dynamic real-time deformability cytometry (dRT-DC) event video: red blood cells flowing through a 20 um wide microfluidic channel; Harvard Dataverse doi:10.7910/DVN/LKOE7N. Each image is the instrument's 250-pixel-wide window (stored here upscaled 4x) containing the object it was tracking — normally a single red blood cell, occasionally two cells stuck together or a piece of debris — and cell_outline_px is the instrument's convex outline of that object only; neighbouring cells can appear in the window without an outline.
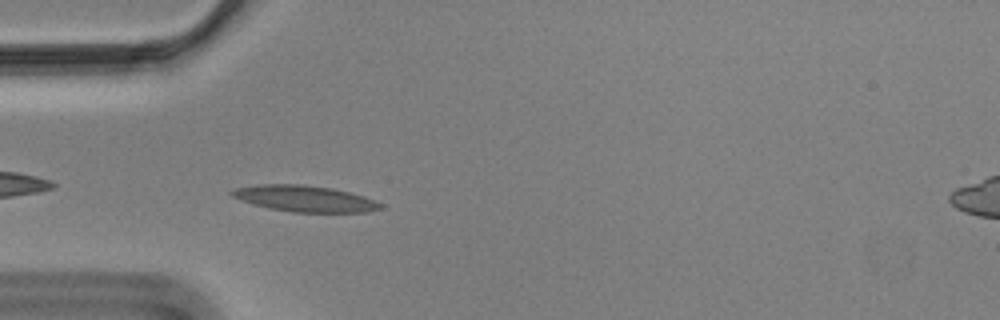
{"species": "Egyptian fruit bat (a non-hibernating species)", "species_latin": "Rousettus aegyptiacus", "temperature_condition": "cold", "stored_images_in_passage": 38, "camera_frame_rate_fps": 3000, "um_per_image_px": 0.085, "animal": {"sex": "male"}, "frame": {"image": 1, "passage_image": 2, "time_ms": 0.333, "image_size_px": [1000, 320], "cell_outline_px": [[384, 208], [368, 212], [292, 212], [268, 208], [252, 204], [232, 196], [228, 192], [236, 188], [256, 184], [300, 184], [332, 188], [364, 196], [384, 204]], "centroid_in_image_um": [25.91, 16.88], "position_along_channel_um": 59.1, "area_um2": 22.77}}
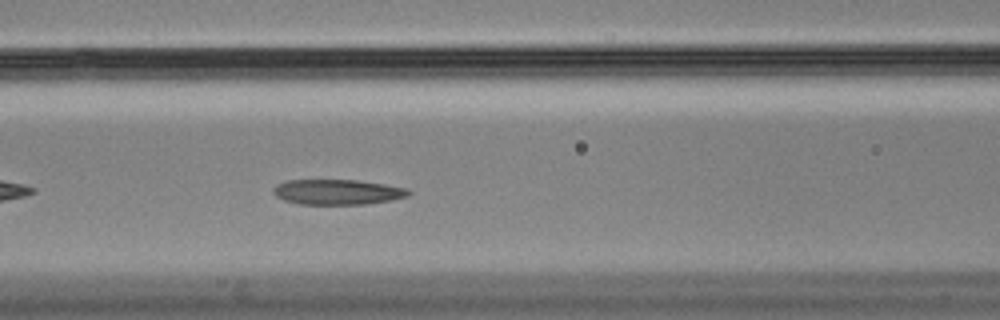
{"frame": {"image": 2, "passage_image": 9, "time_ms": 2.667, "image_size_px": [1000, 320], "cell_outline_px": [[412, 192], [408, 196], [392, 200], [364, 204], [300, 204], [284, 200], [276, 196], [272, 192], [272, 188], [276, 184], [288, 180], [356, 180], [384, 184], [408, 188]], "centroid_in_image_um": [28.68, 16.32], "position_along_channel_um": 137.9, "area_um2": 19.94}}
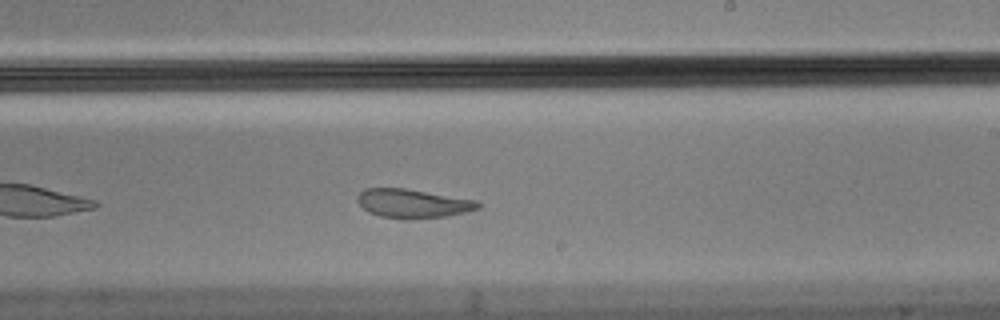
{"frame": {"image": 3, "passage_image": 19, "time_ms": 6.0, "image_size_px": [1000, 320], "cell_outline_px": [[480, 208], [468, 212], [444, 216], [408, 220], [380, 216], [368, 212], [356, 200], [356, 196], [364, 188], [404, 188], [476, 200], [480, 204]], "centroid_in_image_um": [35.07, 17.3], "position_along_channel_um": 253.9, "area_um2": 20.35}, "authors_computed_cell_mechanics": {"area_um2": 21.386, "velocity_mm_per_s": 3.4854, "shape_relaxation_time_tau1_ms": null, "shape_relaxation_time_tau2_ms": 2.259, "deformation_change_tau1": null, "deformation_change_tau2": 0.078}}